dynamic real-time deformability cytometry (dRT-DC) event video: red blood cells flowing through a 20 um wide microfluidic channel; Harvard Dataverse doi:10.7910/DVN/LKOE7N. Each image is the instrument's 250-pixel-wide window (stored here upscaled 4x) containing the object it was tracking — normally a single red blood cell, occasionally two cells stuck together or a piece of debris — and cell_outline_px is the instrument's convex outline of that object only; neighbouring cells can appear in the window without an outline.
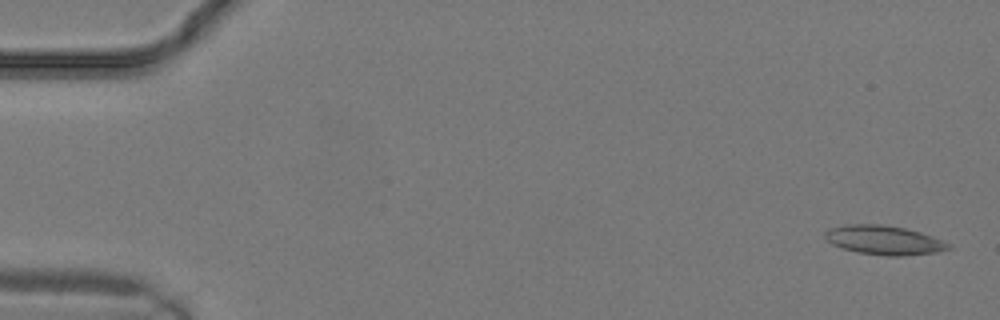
{"species": "common noctule bat (a hibernating species)", "species_latin": "Nyctalus noctula", "temperature_condition": "warm", "stored_images_in_passage": 16, "camera_frame_rate_fps": 3000, "um_per_image_px": 0.085, "animal": {"sex": "male", "body_mass_g": 19.2, "forearm_length_mm": 51.8}, "frame": {"image": 1, "passage_image": 1, "time_ms": 0.0, "image_size_px": [1000, 320], "cell_outline_px": [[952, 248], [936, 252], [900, 256], [888, 256], [860, 252], [844, 248], [832, 244], [824, 236], [824, 232], [828, 228], [844, 224], [880, 224], [904, 228], [920, 232], [952, 244]], "centroid_in_image_um": [75.13, 20.4], "position_along_channel_um": 9.9, "area_um2": 20.81}}
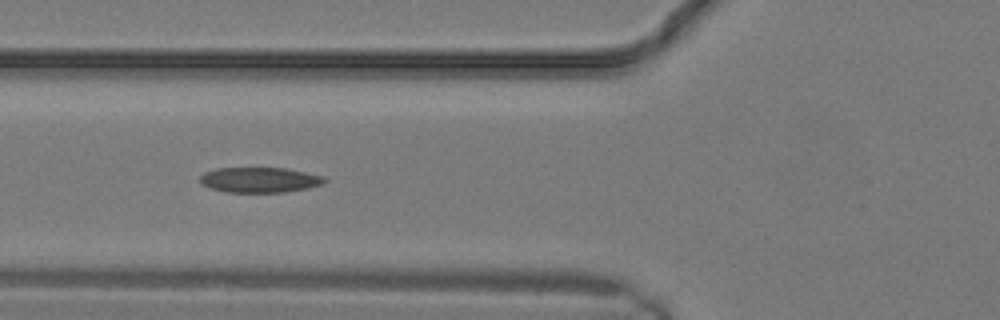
{"frame": {"image": 2, "passage_image": 10, "time_ms": 3.0, "image_size_px": [1000, 320], "cell_outline_px": [[328, 180], [324, 184], [308, 188], [284, 192], [228, 192], [212, 188], [200, 184], [200, 176], [204, 172], [216, 168], [288, 168], [324, 176]], "centroid_in_image_um": [22.1, 15.28], "position_along_channel_um": 103.7, "area_um2": 18.44}}
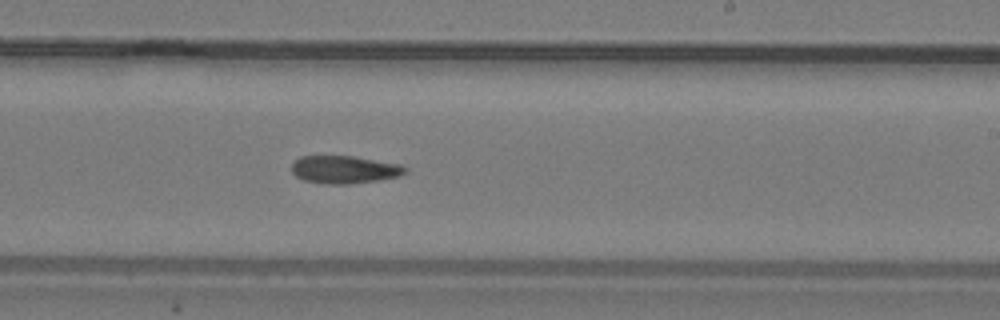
{"frame": {"image": 3, "passage_image": 16, "time_ms": 5.0, "image_size_px": [1000, 320], "cell_outline_px": [[408, 172], [400, 176], [376, 180], [348, 184], [328, 184], [304, 180], [296, 176], [292, 172], [292, 164], [300, 156], [352, 156], [400, 164], [408, 168]], "centroid_in_image_um": [29.29, 14.41], "position_along_channel_um": 259.7, "area_um2": 18.26}}